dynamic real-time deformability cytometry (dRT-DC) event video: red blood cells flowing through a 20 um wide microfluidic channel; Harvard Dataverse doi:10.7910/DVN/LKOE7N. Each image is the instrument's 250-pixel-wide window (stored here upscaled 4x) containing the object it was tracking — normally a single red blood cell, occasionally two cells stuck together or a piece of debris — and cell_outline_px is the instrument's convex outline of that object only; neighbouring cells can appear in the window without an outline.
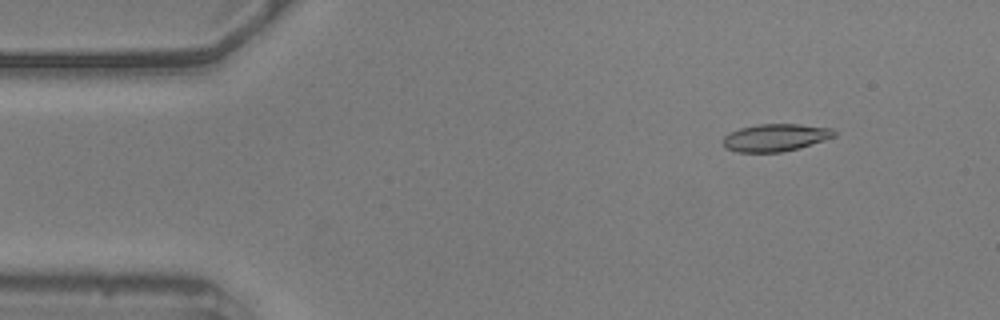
{"species": "common noctule bat (a hibernating species)", "species_latin": "Nyctalus noctula", "temperature_condition": "warm", "stored_images_in_passage": 29, "camera_frame_rate_fps": 3000, "um_per_image_px": 0.085, "animal": {"sex": "male", "body_mass_g": 20.5, "forearm_length_mm": 52.5}, "frame": {"image": 1, "passage_image": 1, "time_ms": 0.0, "image_size_px": [1000, 320], "cell_outline_px": [[836, 136], [800, 148], [780, 152], [736, 152], [724, 148], [724, 136], [740, 128], [760, 124], [800, 124], [832, 128], [836, 132]], "centroid_in_image_um": [65.93, 11.69], "position_along_channel_um": 19.1, "area_um2": 17.74}}
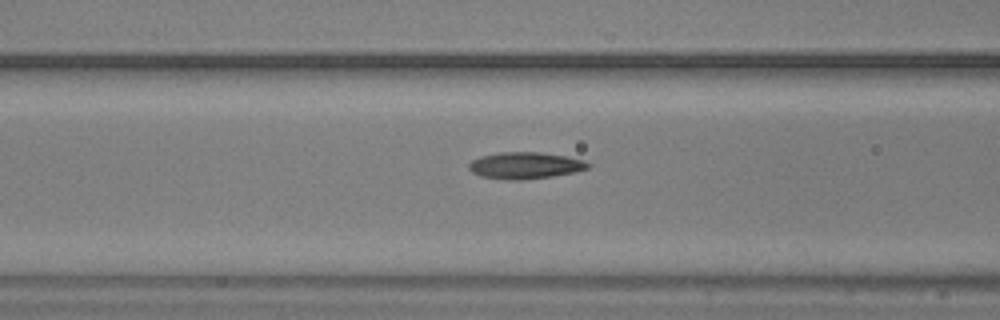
{"frame": {"image": 2, "passage_image": 16, "time_ms": 5.0, "image_size_px": [1000, 320], "cell_outline_px": [[592, 164], [588, 168], [576, 172], [552, 176], [520, 180], [508, 180], [480, 176], [472, 172], [468, 168], [468, 164], [472, 160], [480, 156], [500, 152], [540, 152], [568, 156], [584, 160]], "centroid_in_image_um": [44.65, 14.06], "position_along_channel_um": 122.0, "area_um2": 18.67}}
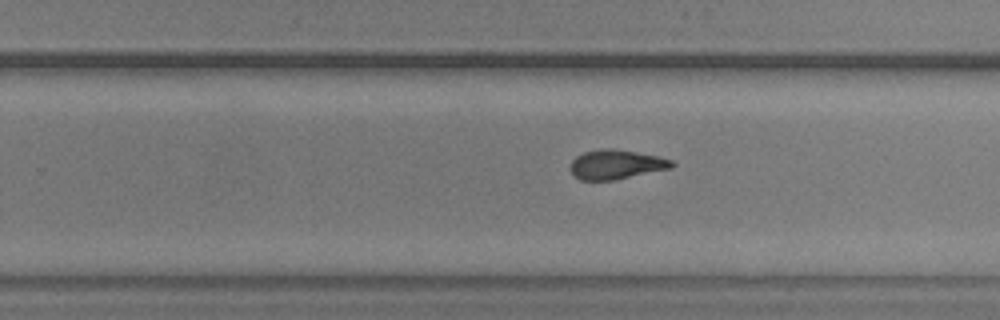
{"frame": {"image": 3, "passage_image": 29, "time_ms": 9.333, "image_size_px": [1000, 320], "cell_outline_px": [[676, 164], [672, 168], [612, 180], [580, 180], [572, 176], [568, 168], [572, 160], [576, 156], [584, 152], [604, 148], [612, 148], [660, 156], [672, 160]], "centroid_in_image_um": [52.34, 13.98], "position_along_channel_um": 277.5, "area_um2": 17.57}}